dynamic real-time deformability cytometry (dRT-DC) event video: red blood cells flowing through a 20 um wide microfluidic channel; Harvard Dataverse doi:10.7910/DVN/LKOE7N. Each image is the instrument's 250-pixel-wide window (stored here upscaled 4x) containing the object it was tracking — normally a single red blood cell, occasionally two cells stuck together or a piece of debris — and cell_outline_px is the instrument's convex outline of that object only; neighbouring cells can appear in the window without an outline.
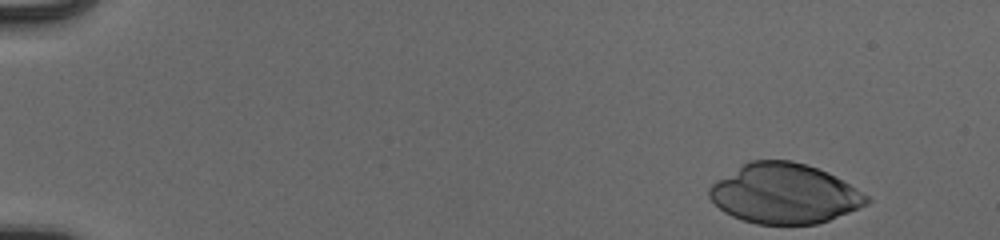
{"species": "human", "species_latin": "Homo sapiens", "temperature_condition": "cold", "stored_images_in_passage": 49, "camera_frame_rate_fps": 3000, "um_per_image_px": 0.085, "donor": {"sex": "male"}, "frame": {"image": 1, "passage_image": 1, "time_ms": 0.0, "image_size_px": [1000, 240], "cell_outline_px": [[872, 200], [868, 204], [828, 220], [816, 224], [756, 224], [732, 216], [724, 212], [708, 196], [708, 188], [712, 184], [748, 160], [792, 160], [828, 172], [868, 196]], "centroid_in_image_um": [66.66, 16.46], "position_along_channel_um": 18.3, "area_um2": 54.51}}
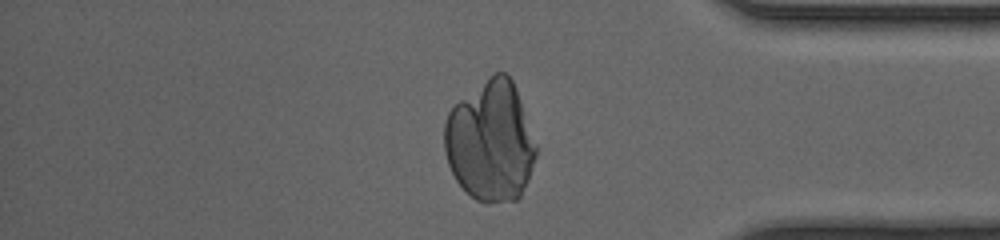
{"frame": {"image": 2, "passage_image": 42, "time_ms": 13.667, "image_size_px": [1000, 240], "cell_outline_px": [[536, 156], [528, 180], [520, 196], [516, 200], [488, 204], [484, 204], [476, 200], [456, 180], [448, 164], [444, 152], [444, 124], [448, 112], [460, 100], [492, 72], [504, 72], [512, 80], [536, 144]], "centroid_in_image_um": [41.67, 12.03], "position_along_channel_um": 393.5, "area_um2": 64.16}}